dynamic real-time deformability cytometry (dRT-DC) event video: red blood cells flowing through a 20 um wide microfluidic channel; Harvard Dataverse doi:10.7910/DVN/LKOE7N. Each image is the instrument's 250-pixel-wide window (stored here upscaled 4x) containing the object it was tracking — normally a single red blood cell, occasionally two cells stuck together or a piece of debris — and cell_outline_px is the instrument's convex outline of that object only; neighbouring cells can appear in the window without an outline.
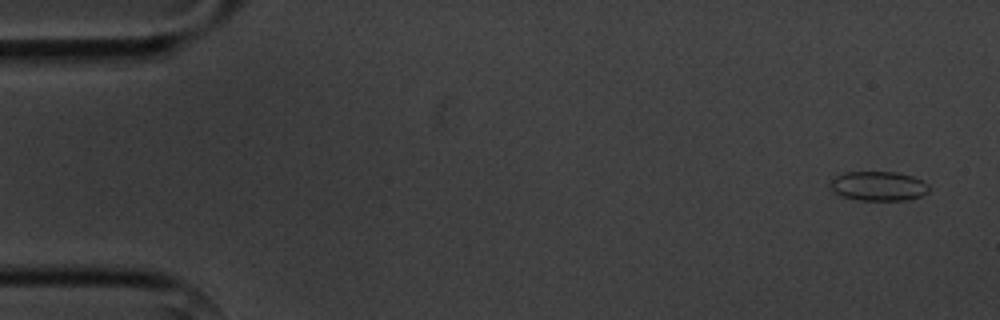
{"species": "common noctule bat (a hibernating species)", "species_latin": "Nyctalus noctula", "temperature_condition": "cold", "stored_images_in_passage": 6, "camera_frame_rate_fps": 3000, "um_per_image_px": 0.085, "animal": {"sex": "male", "body_mass_g": 20.1, "forearm_length_mm": 53.5}, "frame": {"image": 1, "passage_image": 1, "time_ms": 0.0, "image_size_px": [1000, 320], "cell_outline_px": [[928, 192], [920, 196], [908, 200], [860, 200], [840, 196], [832, 192], [828, 188], [828, 184], [832, 176], [844, 172], [896, 172], [912, 176], [928, 184]], "centroid_in_image_um": [74.56, 15.81], "position_along_channel_um": 10.4, "area_um2": 17.22}}
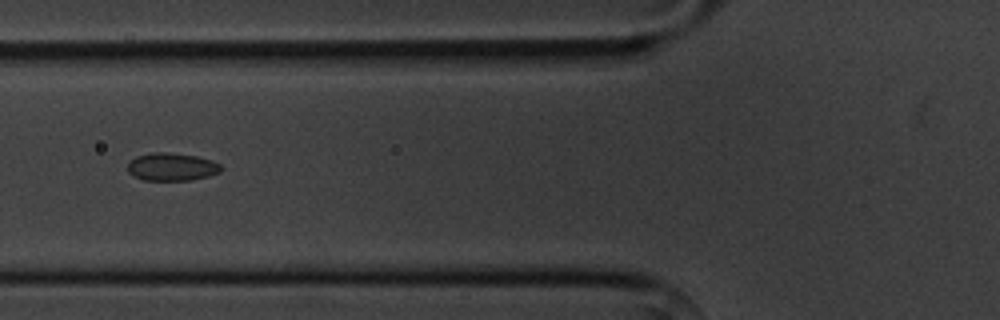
{"frame": {"image": 2, "passage_image": 6, "time_ms": 6.0, "image_size_px": [1000, 320], "cell_outline_px": [[224, 168], [220, 172], [208, 176], [188, 180], [144, 180], [132, 176], [128, 172], [128, 164], [136, 156], [152, 152], [164, 152], [196, 156], [212, 160], [220, 164]], "centroid_in_image_um": [14.6, 14.18], "position_along_channel_um": 111.2, "area_um2": 15.14}}